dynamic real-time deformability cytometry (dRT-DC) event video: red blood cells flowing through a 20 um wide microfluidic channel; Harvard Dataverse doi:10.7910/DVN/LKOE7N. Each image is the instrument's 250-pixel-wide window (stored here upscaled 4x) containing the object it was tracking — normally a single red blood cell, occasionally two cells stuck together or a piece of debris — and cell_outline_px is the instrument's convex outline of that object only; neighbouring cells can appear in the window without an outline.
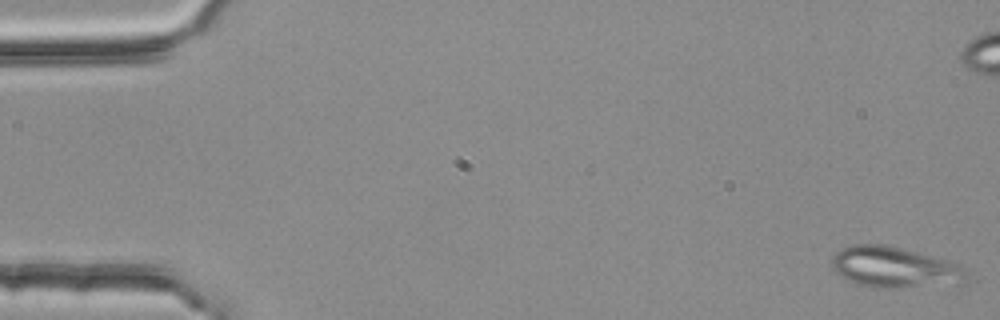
{"species": "common noctule bat (a hibernating species)", "species_latin": "Nyctalus noctula", "temperature_condition": "room temperature", "stored_images_in_passage": 17, "camera_frame_rate_fps": 3000, "um_per_image_px": 0.085, "animal": {"sex": "female", "body_mass_g": 25.1}, "frame": {"image": 1, "passage_image": 1, "time_ms": 0.0, "image_size_px": [1000, 320], "cell_outline_px": [[964, 284], [896, 288], [872, 288], [856, 284], [844, 280], [832, 268], [832, 256], [836, 252], [852, 244], [884, 244], [964, 264]], "centroid_in_image_um": [76.02, 22.74], "position_along_channel_um": 9.0, "area_um2": 32.48}}